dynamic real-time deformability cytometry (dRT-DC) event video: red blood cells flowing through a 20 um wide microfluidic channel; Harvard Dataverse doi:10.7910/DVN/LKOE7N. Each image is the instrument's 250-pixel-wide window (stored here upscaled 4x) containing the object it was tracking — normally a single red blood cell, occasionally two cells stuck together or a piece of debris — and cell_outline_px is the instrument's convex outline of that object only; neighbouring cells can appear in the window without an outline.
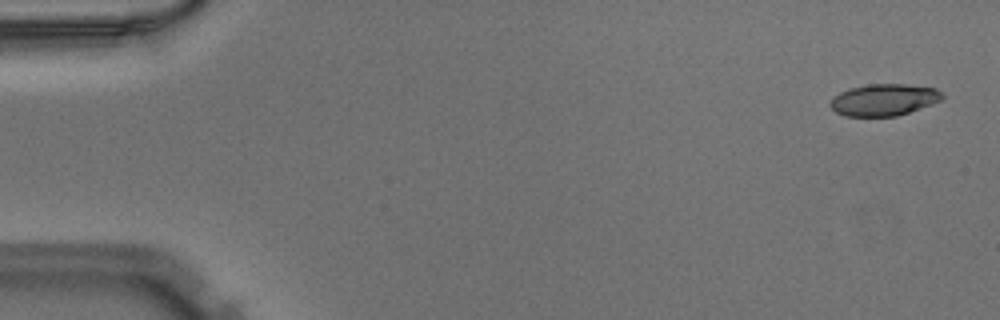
{"species": "Egyptian fruit bat (a non-hibernating species)", "species_latin": "Rousettus aegyptiacus", "temperature_condition": "warm", "stored_images_in_passage": 5, "camera_frame_rate_fps": 3000, "um_per_image_px": 0.085, "animal": {"sex": "male"}, "frame": {"image": 1, "passage_image": 1, "time_ms": 0.0, "image_size_px": [1000, 320], "cell_outline_px": [[944, 100], [896, 116], [844, 116], [836, 112], [828, 104], [832, 96], [848, 88], [868, 84], [904, 84], [936, 88], [944, 96]], "centroid_in_image_um": [75.1, 8.48], "position_along_channel_um": 9.9, "area_um2": 20.87}}